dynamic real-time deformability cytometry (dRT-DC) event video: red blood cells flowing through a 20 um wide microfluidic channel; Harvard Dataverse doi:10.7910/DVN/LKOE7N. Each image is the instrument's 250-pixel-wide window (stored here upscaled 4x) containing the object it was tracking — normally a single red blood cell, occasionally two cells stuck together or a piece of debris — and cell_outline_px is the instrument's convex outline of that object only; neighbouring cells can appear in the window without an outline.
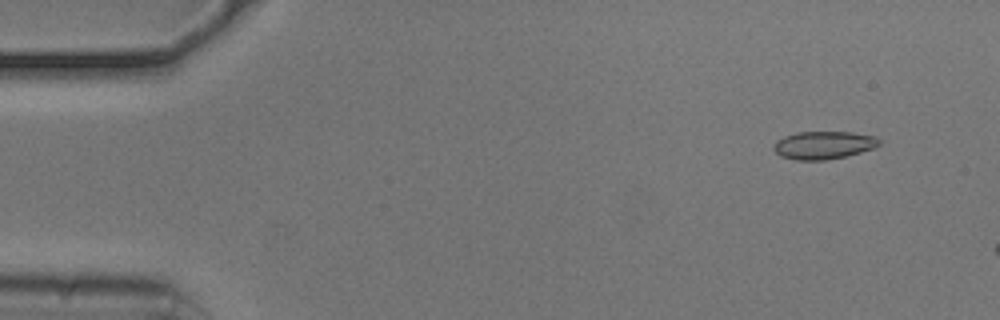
{"species": "common noctule bat (a hibernating species)", "species_latin": "Nyctalus noctula", "temperature_condition": "cold", "stored_images_in_passage": 11, "camera_frame_rate_fps": 3000, "um_per_image_px": 0.085, "animal": {"sex": "male", "body_mass_g": 20.5, "forearm_length_mm": 52.5}, "frame": {"image": 1, "passage_image": 5, "time_ms": 1.333, "image_size_px": [1000, 320], "cell_outline_px": [[880, 144], [872, 148], [860, 152], [844, 156], [824, 160], [796, 160], [780, 156], [772, 148], [776, 140], [784, 136], [796, 132], [852, 132], [876, 136], [880, 140]], "centroid_in_image_um": [69.97, 12.33], "position_along_channel_um": 15.0, "area_um2": 17.11}}